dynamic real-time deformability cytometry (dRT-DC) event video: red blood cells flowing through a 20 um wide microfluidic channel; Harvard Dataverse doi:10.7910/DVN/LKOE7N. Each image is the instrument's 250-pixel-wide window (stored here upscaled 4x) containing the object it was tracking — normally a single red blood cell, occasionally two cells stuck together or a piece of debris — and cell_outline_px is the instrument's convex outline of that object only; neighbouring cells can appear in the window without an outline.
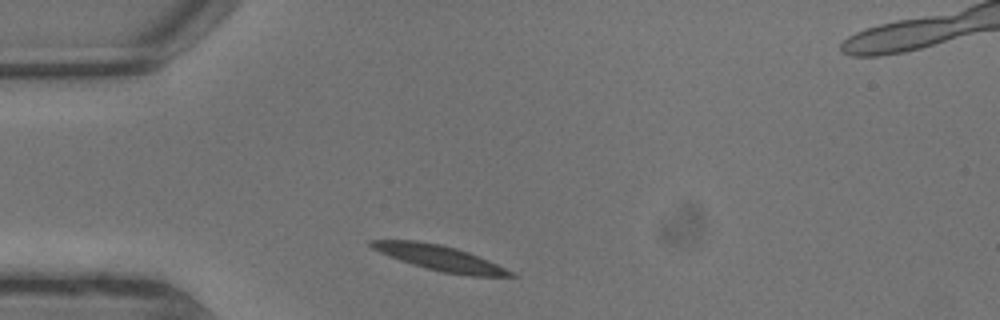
{"species": "common noctule bat (a hibernating species)", "species_latin": "Nyctalus noctula", "temperature_condition": "warm", "stored_images_in_passage": 3, "camera_frame_rate_fps": 3000, "um_per_image_px": 0.085, "animal": {"sex": "male", "body_mass_g": 13.3}, "frame": {"image": 1, "passage_image": 1, "time_ms": 0.0, "image_size_px": [1000, 320], "cell_outline_px": [[516, 276], [468, 276], [444, 272], [412, 264], [388, 256], [372, 248], [368, 244], [368, 240], [416, 240], [440, 244], [456, 248], [468, 252], [488, 260], [512, 272]], "centroid_in_image_um": [37.32, 21.91], "position_along_channel_um": 47.7, "area_um2": 20.17}}
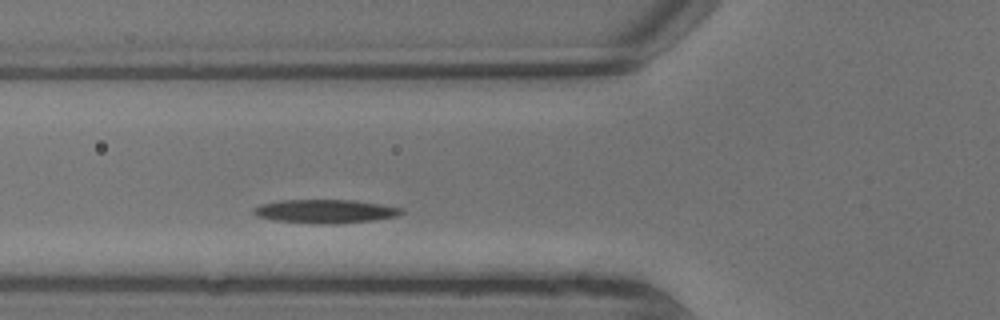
{"frame": {"image": 2, "passage_image": 3, "time_ms": 0.667, "image_size_px": [1000, 320], "cell_outline_px": [[404, 212], [396, 216], [372, 220], [336, 224], [312, 224], [272, 220], [256, 216], [252, 212], [252, 208], [260, 204], [280, 200], [352, 200], [380, 204], [404, 208]], "centroid_in_image_um": [27.59, 17.96], "position_along_channel_um": 98.2, "area_um2": 20.58}}